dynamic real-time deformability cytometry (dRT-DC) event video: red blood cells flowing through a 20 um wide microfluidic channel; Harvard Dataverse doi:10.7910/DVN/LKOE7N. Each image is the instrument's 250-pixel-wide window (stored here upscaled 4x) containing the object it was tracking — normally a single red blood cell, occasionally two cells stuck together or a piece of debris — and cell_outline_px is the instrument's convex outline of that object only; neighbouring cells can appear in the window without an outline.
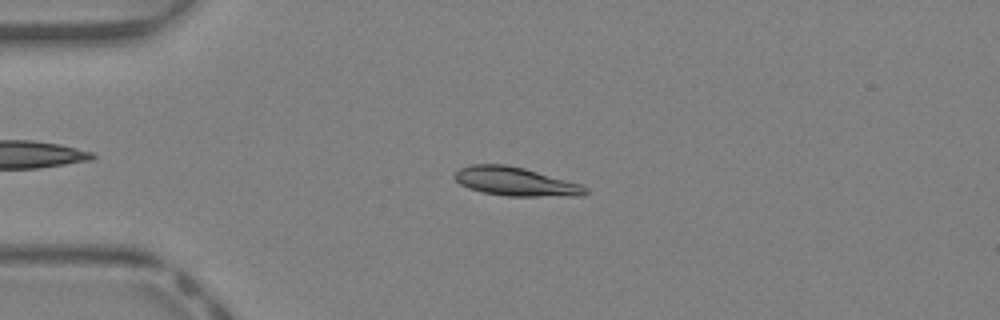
{"species": "Egyptian fruit bat (a non-hibernating species)", "species_latin": "Rousettus aegyptiacus", "temperature_condition": "warm", "stored_images_in_passage": 38, "camera_frame_rate_fps": 3000, "um_per_image_px": 0.085, "animal": {"sex": "female"}, "frame": {"image": 1, "passage_image": 7, "time_ms": 2.0, "image_size_px": [1000, 320], "cell_outline_px": [[588, 192], [584, 196], [508, 196], [484, 192], [468, 188], [460, 184], [452, 176], [460, 168], [472, 164], [504, 164], [524, 168], [580, 184], [588, 188]], "centroid_in_image_um": [43.82, 15.43], "position_along_channel_um": 41.2, "area_um2": 21.79}}
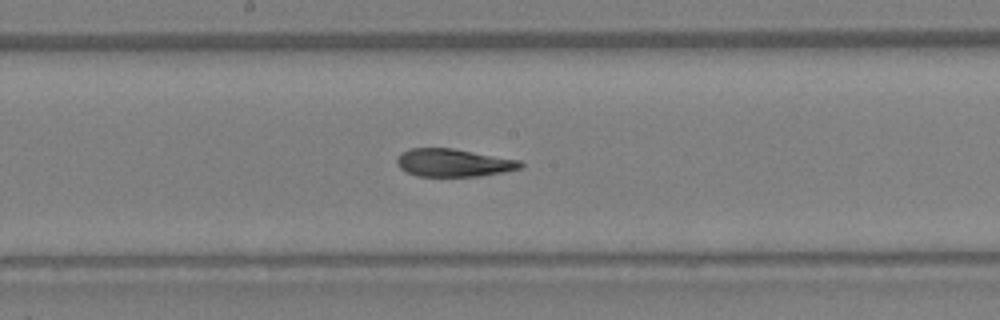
{"frame": {"image": 2, "passage_image": 19, "time_ms": 6.0, "image_size_px": [1000, 320], "cell_outline_px": [[524, 164], [520, 168], [480, 176], [416, 176], [400, 168], [396, 164], [396, 160], [400, 152], [408, 148], [452, 148], [520, 160]], "centroid_in_image_um": [38.49, 13.82], "position_along_channel_um": 209.7, "area_um2": 20.0}}
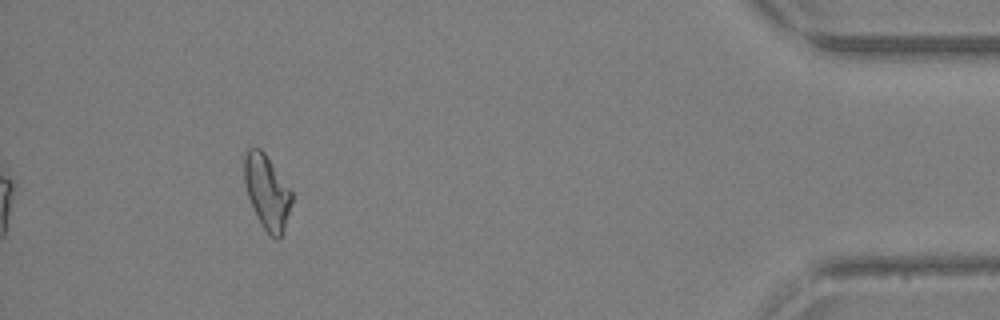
{"frame": {"image": 3, "passage_image": 35, "time_ms": 11.333, "image_size_px": [1000, 320], "cell_outline_px": [[292, 200], [284, 232], [280, 240], [276, 240], [260, 224], [256, 216], [248, 196], [244, 184], [244, 156], [248, 148], [260, 148], [264, 152], [292, 192]], "centroid_in_image_um": [22.69, 16.34], "position_along_channel_um": 412.5, "area_um2": 20.46}, "authors_computed_cell_mechanics": {"area_um2": 20.6346, "velocity_mm_per_s": 4.944, "shape_relaxation_time_tau1_ms": null, "shape_relaxation_time_tau2_ms": 5.5357, "deformation_change_tau1": null, "deformation_change_tau2": 0.0973}}